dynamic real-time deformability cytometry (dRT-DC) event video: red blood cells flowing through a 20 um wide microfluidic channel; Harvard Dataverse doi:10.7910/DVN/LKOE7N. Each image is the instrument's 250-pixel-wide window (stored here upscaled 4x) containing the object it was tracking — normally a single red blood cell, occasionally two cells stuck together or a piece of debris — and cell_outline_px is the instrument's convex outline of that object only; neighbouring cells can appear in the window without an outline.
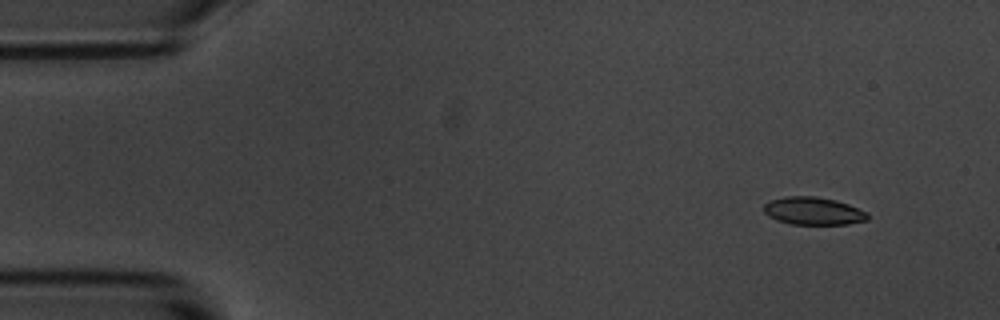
{"species": "common noctule bat (a hibernating species)", "species_latin": "Nyctalus noctula", "temperature_condition": "room temperature", "stored_images_in_passage": 4, "camera_frame_rate_fps": 3000, "um_per_image_px": 0.085, "animal": {"sex": "male", "body_mass_g": 20.1, "forearm_length_mm": 53.5}, "frame": {"image": 1, "passage_image": 1, "time_ms": 0.0, "image_size_px": [1000, 320], "cell_outline_px": [[868, 220], [848, 224], [792, 224], [776, 220], [768, 216], [764, 212], [764, 204], [768, 200], [784, 196], [816, 196], [836, 200], [848, 204], [868, 212]], "centroid_in_image_um": [69.11, 17.92], "position_along_channel_um": 15.9, "area_um2": 16.94}}
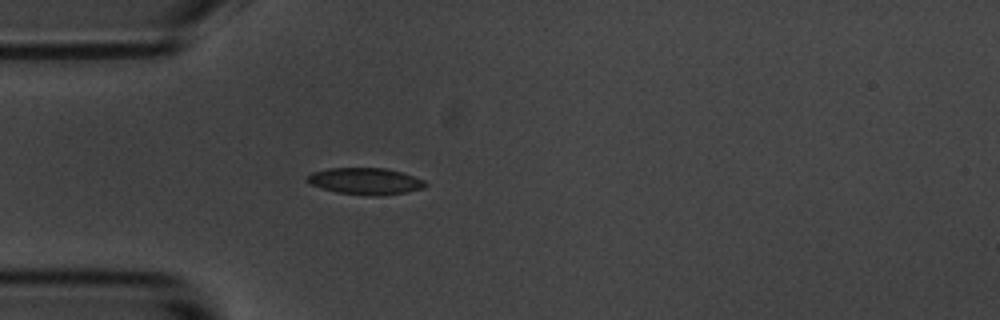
{"frame": {"image": 2, "passage_image": 4, "time_ms": 3.667, "image_size_px": [1000, 320], "cell_outline_px": [[428, 184], [424, 188], [404, 192], [376, 196], [372, 196], [336, 192], [312, 184], [308, 180], [308, 176], [312, 172], [328, 168], [384, 168], [400, 172], [424, 180]], "centroid_in_image_um": [31.08, 15.39], "position_along_channel_um": 53.9, "area_um2": 17.98}}